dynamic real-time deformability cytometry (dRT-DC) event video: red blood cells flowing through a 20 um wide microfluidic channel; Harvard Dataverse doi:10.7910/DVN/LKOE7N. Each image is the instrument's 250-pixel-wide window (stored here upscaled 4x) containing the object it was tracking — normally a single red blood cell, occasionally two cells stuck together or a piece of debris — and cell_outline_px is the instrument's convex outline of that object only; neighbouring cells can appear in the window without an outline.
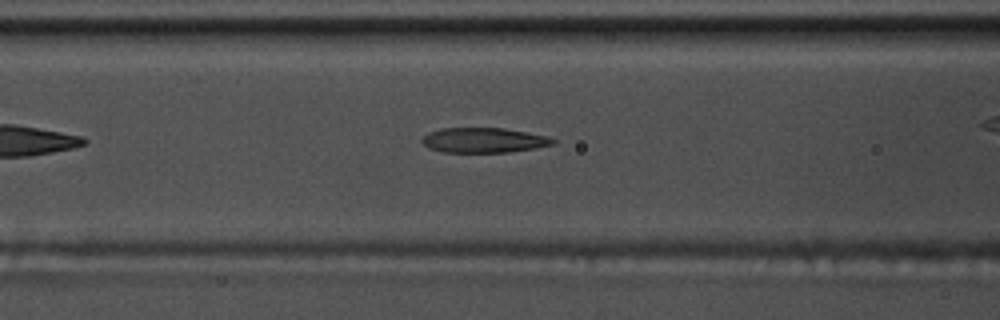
{"species": "common noctule bat (a hibernating species)", "species_latin": "Nyctalus noctula", "temperature_condition": "warm", "stored_images_in_passage": 31, "camera_frame_rate_fps": 3000, "um_per_image_px": 0.085, "animal": {"sex": "male", "body_mass_g": 17.5, "forearm_length_mm": 52.3}, "frame": {"image": 1, "passage_image": 10, "time_ms": 3.0, "image_size_px": [1000, 320], "cell_outline_px": [[556, 144], [508, 152], [444, 152], [428, 148], [420, 140], [428, 132], [440, 128], [504, 128], [548, 136], [556, 140]], "centroid_in_image_um": [41.1, 11.91], "position_along_channel_um": 125.5, "area_um2": 19.02}}